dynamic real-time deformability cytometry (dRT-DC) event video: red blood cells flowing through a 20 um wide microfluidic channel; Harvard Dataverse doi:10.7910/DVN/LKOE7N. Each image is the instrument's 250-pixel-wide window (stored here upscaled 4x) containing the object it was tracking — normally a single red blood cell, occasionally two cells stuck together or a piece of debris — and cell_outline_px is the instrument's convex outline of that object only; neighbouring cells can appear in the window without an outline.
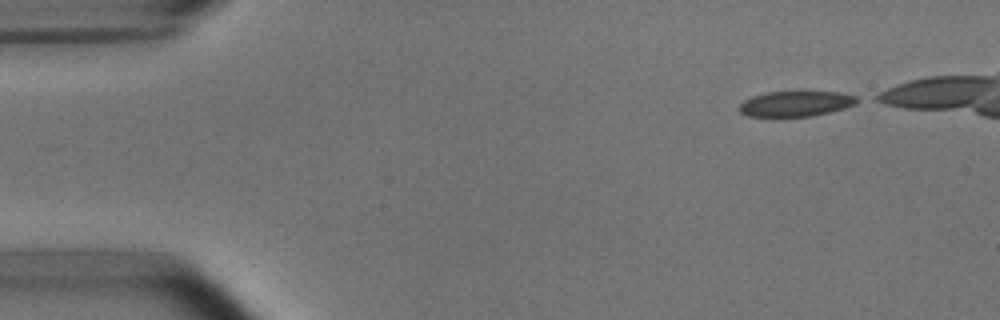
{"species": "common noctule bat (a hibernating species)", "species_latin": "Nyctalus noctula", "temperature_condition": "room temperature", "stored_images_in_passage": 6, "camera_frame_rate_fps": 3000, "um_per_image_px": 0.085, "animal": {"sex": "male", "body_mass_g": 15.6}, "frame": {"image": 1, "passage_image": 1, "time_ms": 0.0, "image_size_px": [1000, 320], "cell_outline_px": [[864, 100], [856, 104], [844, 108], [812, 116], [748, 116], [740, 112], [740, 104], [744, 100], [752, 96], [768, 92], [840, 92], [856, 96]], "centroid_in_image_um": [67.7, 8.81], "position_along_channel_um": 17.3, "area_um2": 17.34}}